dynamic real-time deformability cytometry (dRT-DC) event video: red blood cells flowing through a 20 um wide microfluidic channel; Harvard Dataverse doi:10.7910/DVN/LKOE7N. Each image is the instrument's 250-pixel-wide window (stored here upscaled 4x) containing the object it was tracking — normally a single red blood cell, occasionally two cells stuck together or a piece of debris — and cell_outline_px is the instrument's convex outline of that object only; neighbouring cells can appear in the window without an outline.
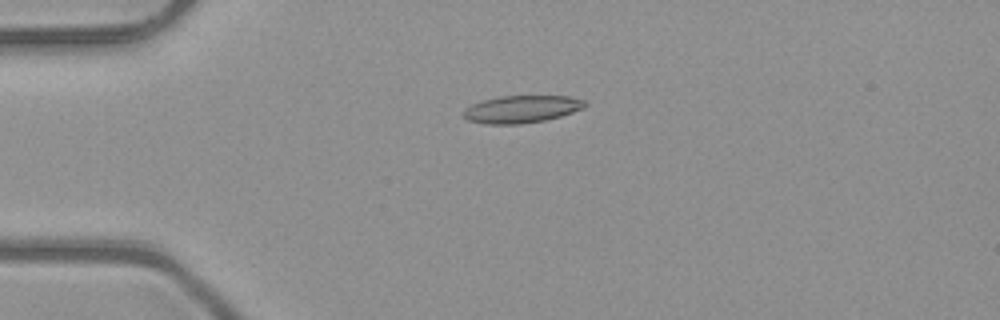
{"species": "common noctule bat (a hibernating species)", "species_latin": "Nyctalus noctula", "temperature_condition": "room temperature", "stored_images_in_passage": 5, "camera_frame_rate_fps": 3000, "um_per_image_px": 0.085, "animal": {"sex": "male", "body_mass_g": 23.1, "forearm_length_mm": 52.7}, "frame": {"image": 1, "passage_image": 3, "time_ms": 0.667, "image_size_px": [1000, 320], "cell_outline_px": [[588, 104], [584, 108], [560, 116], [544, 120], [520, 124], [488, 124], [468, 120], [464, 116], [464, 108], [472, 104], [484, 100], [500, 96], [568, 96], [584, 100]], "centroid_in_image_um": [44.35, 9.27], "position_along_channel_um": 40.7, "area_um2": 19.25}}
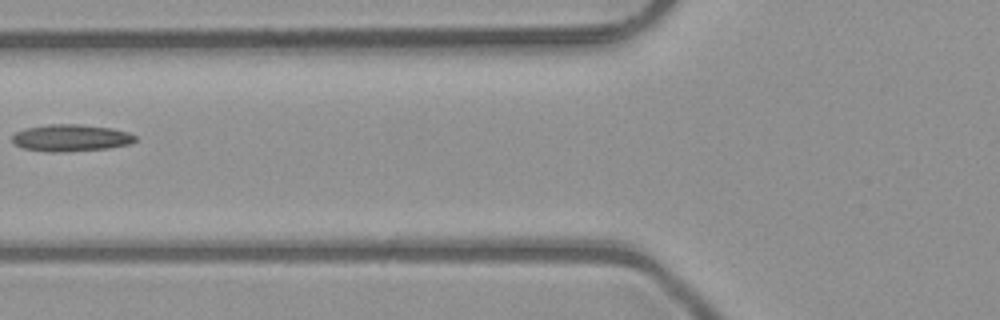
{"frame": {"image": 2, "passage_image": 5, "time_ms": 1.333, "image_size_px": [1000, 320], "cell_outline_px": [[136, 140], [128, 144], [108, 148], [60, 152], [48, 152], [24, 148], [16, 144], [12, 140], [12, 136], [16, 132], [24, 128], [48, 124], [80, 124], [112, 128], [128, 132], [136, 136]], "centroid_in_image_um": [6.01, 11.71], "position_along_channel_um": 119.8, "area_um2": 19.25}}